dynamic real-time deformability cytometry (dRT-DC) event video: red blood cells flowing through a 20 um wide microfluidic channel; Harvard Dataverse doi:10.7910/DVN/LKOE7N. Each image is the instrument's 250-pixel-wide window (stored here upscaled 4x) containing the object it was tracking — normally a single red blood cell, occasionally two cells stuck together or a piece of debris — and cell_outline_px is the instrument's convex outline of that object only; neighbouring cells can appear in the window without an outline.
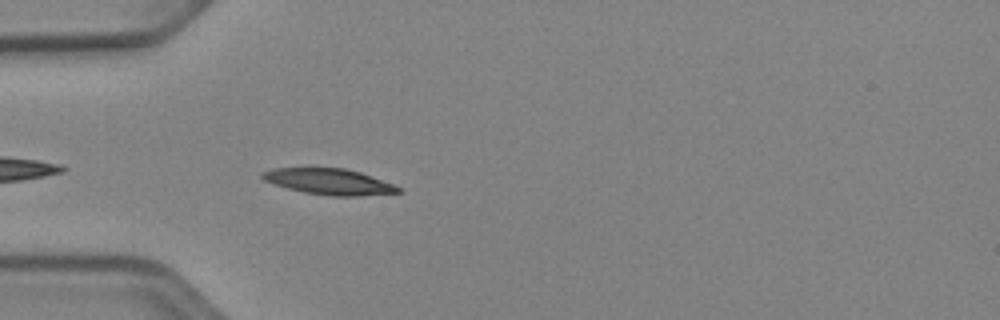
{"species": "Egyptian fruit bat (a non-hibernating species)", "species_latin": "Rousettus aegyptiacus", "temperature_condition": "cold", "stored_images_in_passage": 16, "camera_frame_rate_fps": 3000, "um_per_image_px": 0.085, "animal": {"sex": "female"}, "frame": {"image": 1, "passage_image": 3, "time_ms": 0.667, "image_size_px": [1000, 320], "cell_outline_px": [[404, 192], [360, 196], [328, 196], [304, 192], [272, 184], [264, 180], [260, 176], [260, 172], [276, 168], [344, 168], [360, 172], [392, 184], [400, 188]], "centroid_in_image_um": [27.95, 15.44], "position_along_channel_um": 57.0, "area_um2": 20.52}}